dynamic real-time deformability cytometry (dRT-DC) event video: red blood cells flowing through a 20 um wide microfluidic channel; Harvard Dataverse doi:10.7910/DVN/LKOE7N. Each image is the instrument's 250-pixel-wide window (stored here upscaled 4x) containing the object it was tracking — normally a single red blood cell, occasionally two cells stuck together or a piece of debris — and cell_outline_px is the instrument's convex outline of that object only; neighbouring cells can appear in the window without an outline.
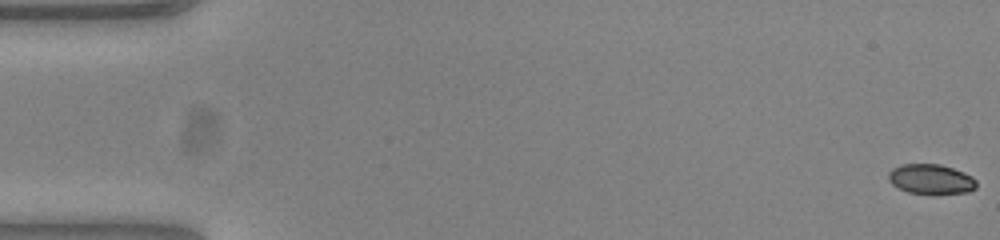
{"species": "common noctule bat (a hibernating species)", "species_latin": "Nyctalus noctula", "temperature_condition": "warm", "stored_images_in_passage": 54, "camera_frame_rate_fps": 3000, "um_per_image_px": 0.085, "animal": {"sex": "female", "body_mass_g": 23.0, "forearm_length_mm": 53.4}, "frame": {"image": 1, "passage_image": 1, "time_ms": 0.0, "image_size_px": [1000, 240], "cell_outline_px": [[976, 188], [968, 192], [908, 192], [892, 184], [888, 180], [888, 172], [892, 168], [900, 164], [940, 164], [964, 172], [972, 176], [976, 180]], "centroid_in_image_um": [79.11, 15.19], "position_along_channel_um": 5.9, "area_um2": 14.97}}
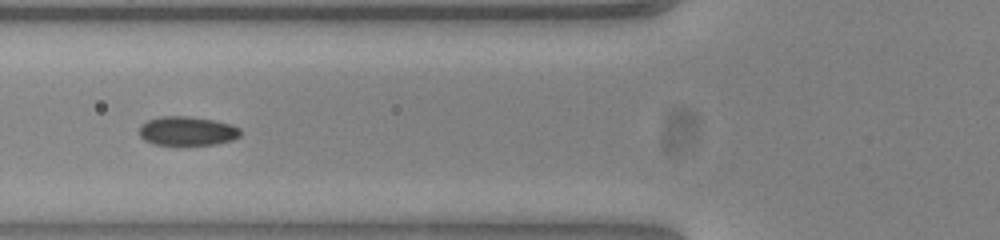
{"frame": {"image": 2, "passage_image": 21, "time_ms": 6.667, "image_size_px": [1000, 240], "cell_outline_px": [[240, 136], [232, 140], [216, 144], [152, 144], [144, 140], [140, 136], [140, 124], [148, 120], [160, 116], [188, 116], [212, 120], [232, 124], [240, 128]], "centroid_in_image_um": [15.91, 11.12], "position_along_channel_um": 109.9, "area_um2": 17.05}}
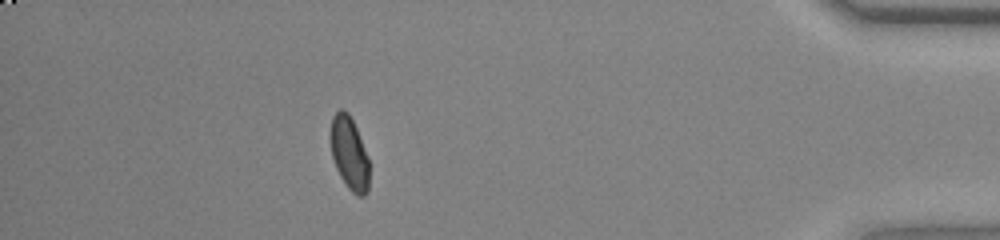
{"frame": {"image": 3, "passage_image": 48, "time_ms": 15.667, "image_size_px": [1000, 240], "cell_outline_px": [[368, 192], [364, 196], [360, 196], [352, 192], [348, 188], [340, 176], [336, 168], [332, 156], [328, 136], [332, 116], [340, 108], [344, 108], [348, 112], [356, 128], [368, 156]], "centroid_in_image_um": [29.65, 12.98], "position_along_channel_um": 405.5, "area_um2": 16.7}, "authors_computed_cell_mechanics": {"area_um2": 16.8198, "velocity_mm_per_s": 3.861, "shape_relaxation_time_tau1_ms": 5.2909, "shape_relaxation_time_tau2_ms": null, "deformation_change_tau1": 0.1197, "deformation_change_tau2": null}}